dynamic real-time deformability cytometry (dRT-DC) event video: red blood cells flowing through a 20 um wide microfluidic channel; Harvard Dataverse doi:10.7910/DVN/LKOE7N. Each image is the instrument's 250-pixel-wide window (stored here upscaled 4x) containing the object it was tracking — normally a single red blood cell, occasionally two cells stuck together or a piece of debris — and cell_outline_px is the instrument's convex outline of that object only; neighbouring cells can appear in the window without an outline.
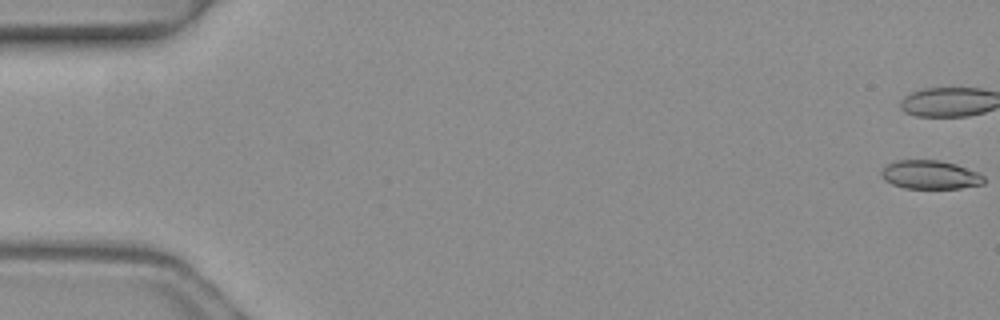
{"species": "common noctule bat (a hibernating species)", "species_latin": "Nyctalus noctula", "temperature_condition": "warm", "stored_images_in_passage": 4, "segment_of_instrument_passage": [2, 2], "camera_frame_rate_fps": 3000, "um_per_image_px": 0.085, "animal": {"sex": "female", "body_mass_g": 19.3, "forearm_length_mm": 54.1}, "frame": {"image": 1, "passage_image": 4, "time_ms": 1.0, "image_size_px": [1000, 320], "cell_outline_px": [[984, 184], [960, 188], [904, 188], [892, 184], [884, 180], [880, 176], [880, 168], [896, 160], [940, 160], [956, 164], [976, 172], [984, 176]], "centroid_in_image_um": [79.01, 14.85], "position_along_channel_um": 6.0, "area_um2": 17.22}}